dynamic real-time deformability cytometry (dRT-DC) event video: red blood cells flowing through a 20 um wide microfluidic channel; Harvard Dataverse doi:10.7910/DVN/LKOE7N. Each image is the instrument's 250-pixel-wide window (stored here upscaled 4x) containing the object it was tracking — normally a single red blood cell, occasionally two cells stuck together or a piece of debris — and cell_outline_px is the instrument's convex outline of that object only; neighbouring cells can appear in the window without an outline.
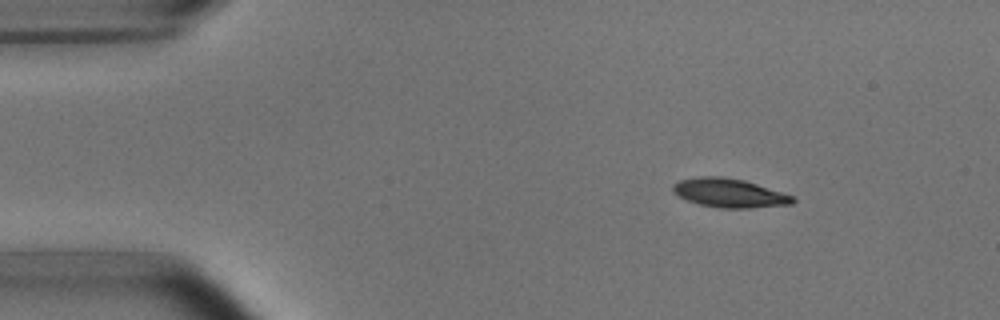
{"species": "common noctule bat (a hibernating species)", "species_latin": "Nyctalus noctula", "temperature_condition": "room temperature", "stored_images_in_passage": 4, "camera_frame_rate_fps": 3000, "um_per_image_px": 0.085, "animal": {"sex": "male", "body_mass_g": 15.6}, "frame": {"image": 1, "passage_image": 1, "time_ms": 0.0, "image_size_px": [1000, 320], "cell_outline_px": [[796, 200], [792, 204], [752, 208], [716, 208], [700, 204], [688, 200], [672, 192], [672, 184], [680, 180], [704, 176], [720, 176], [744, 180], [792, 196]], "centroid_in_image_um": [61.97, 16.41], "position_along_channel_um": 23.0, "area_um2": 19.94}}
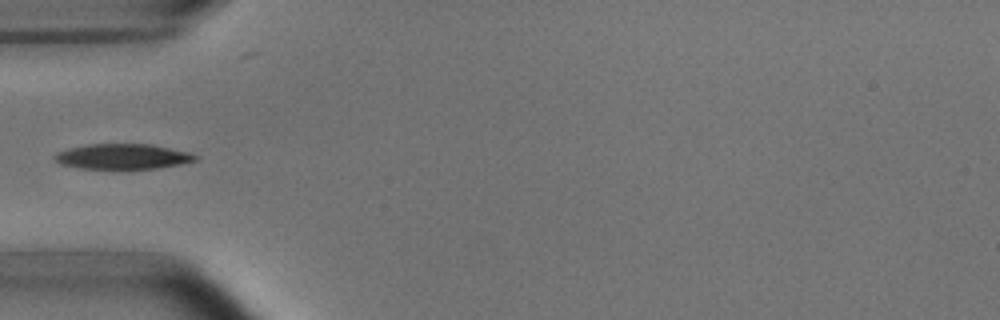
{"frame": {"image": 2, "passage_image": 4, "time_ms": 3.333, "image_size_px": [1000, 320], "cell_outline_px": [[200, 160], [180, 164], [156, 168], [80, 168], [60, 164], [52, 156], [56, 152], [68, 148], [88, 144], [152, 144], [188, 152], [200, 156]], "centroid_in_image_um": [10.44, 13.29], "position_along_channel_um": 74.6, "area_um2": 20.69}}